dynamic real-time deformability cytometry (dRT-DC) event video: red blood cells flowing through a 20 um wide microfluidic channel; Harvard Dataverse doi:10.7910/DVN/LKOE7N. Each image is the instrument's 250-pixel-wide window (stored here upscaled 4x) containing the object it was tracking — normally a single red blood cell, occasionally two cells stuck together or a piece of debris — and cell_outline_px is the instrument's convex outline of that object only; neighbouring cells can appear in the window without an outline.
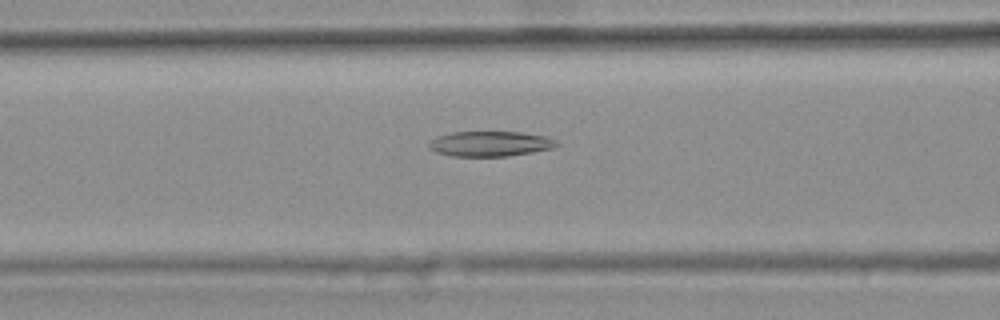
{"species": "common noctule bat (a hibernating species)", "species_latin": "Nyctalus noctula", "temperature_condition": "warm", "stored_images_in_passage": 50, "camera_frame_rate_fps": 3000, "um_per_image_px": 0.085, "animal": {"sex": "female", "body_mass_g": 25.1}, "frame": {"image": 1, "passage_image": 22, "time_ms": 7.0, "image_size_px": [1000, 320], "cell_outline_px": [[560, 144], [552, 148], [532, 152], [508, 156], [452, 156], [436, 152], [428, 148], [428, 144], [436, 136], [452, 132], [520, 132], [544, 136]], "centroid_in_image_um": [41.61, 12.22], "position_along_channel_um": 125.0, "area_um2": 18.55}}
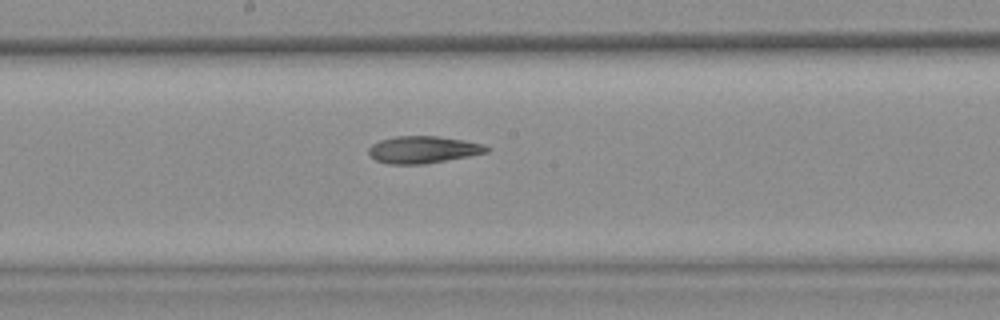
{"frame": {"image": 2, "passage_image": 29, "time_ms": 9.333, "image_size_px": [1000, 320], "cell_outline_px": [[492, 148], [488, 152], [468, 156], [424, 164], [388, 164], [376, 160], [368, 152], [368, 148], [372, 144], [380, 140], [396, 136], [440, 136], [464, 140], [484, 144]], "centroid_in_image_um": [35.99, 12.71], "position_along_channel_um": 212.2, "area_um2": 18.67}}